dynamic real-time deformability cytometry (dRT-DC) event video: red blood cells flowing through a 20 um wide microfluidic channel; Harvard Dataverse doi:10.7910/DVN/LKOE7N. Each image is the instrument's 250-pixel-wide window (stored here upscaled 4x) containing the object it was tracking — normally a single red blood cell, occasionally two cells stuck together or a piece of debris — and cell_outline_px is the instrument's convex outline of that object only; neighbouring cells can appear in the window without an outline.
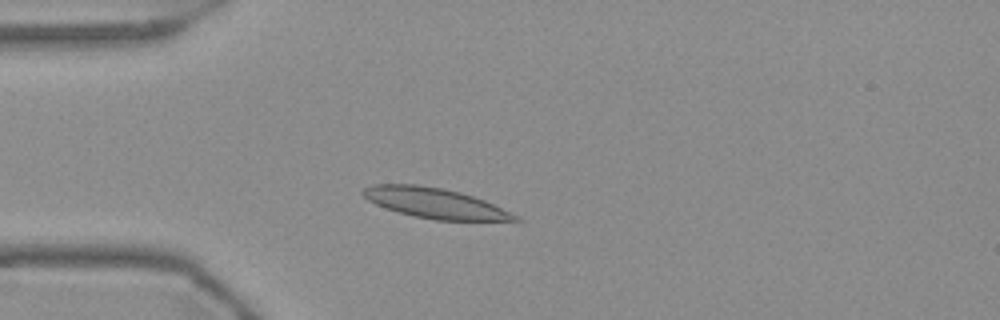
{"species": "Egyptian fruit bat (a non-hibernating species)", "species_latin": "Rousettus aegyptiacus", "temperature_condition": "warm", "stored_images_in_passage": 49, "camera_frame_rate_fps": 3000, "um_per_image_px": 0.085, "frame": {"image": 1, "passage_image": 9, "time_ms": 2.667, "image_size_px": [1000, 320], "cell_outline_px": [[520, 220], [436, 220], [412, 216], [396, 212], [376, 204], [368, 200], [360, 192], [364, 188], [372, 184], [416, 184], [444, 188], [460, 192], [484, 200], [520, 216]], "centroid_in_image_um": [36.93, 17.26], "position_along_channel_um": 48.1, "area_um2": 26.7}}
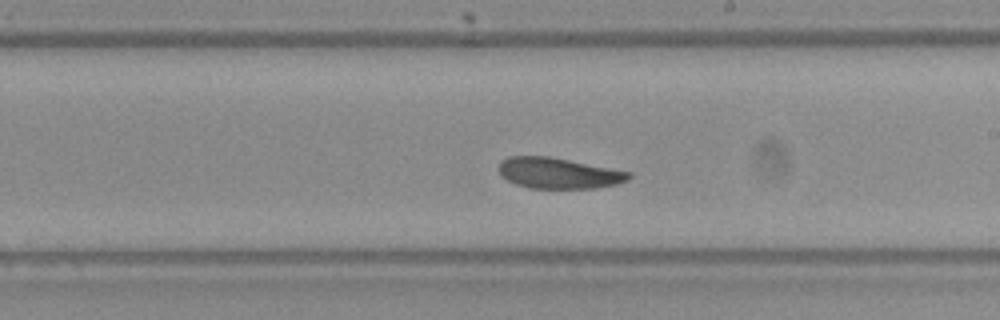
{"frame": {"image": 2, "passage_image": 26, "time_ms": 8.333, "image_size_px": [1000, 320], "cell_outline_px": [[632, 176], [628, 180], [616, 184], [596, 188], [528, 188], [516, 184], [500, 176], [496, 168], [500, 160], [508, 156], [548, 156], [632, 172]], "centroid_in_image_um": [47.42, 14.71], "position_along_channel_um": 241.6, "area_um2": 23.58}}
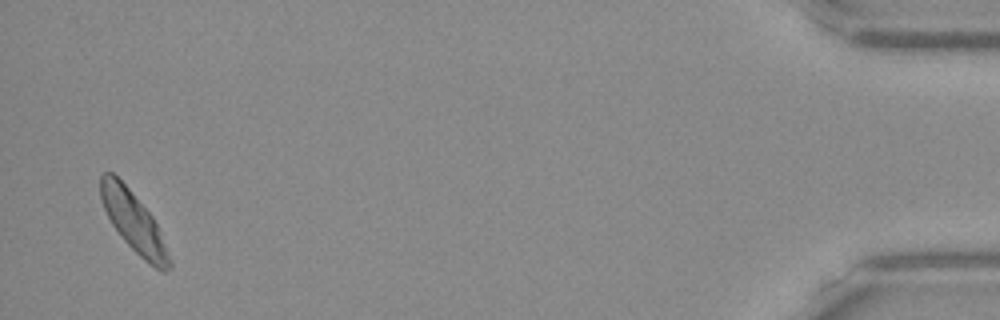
{"frame": {"image": 3, "passage_image": 48, "time_ms": 15.667, "image_size_px": [1000, 320], "cell_outline_px": [[172, 268], [164, 272], [160, 272], [144, 260], [124, 240], [112, 224], [100, 200], [100, 176], [104, 172], [112, 172], [128, 188], [152, 216], [156, 224], [172, 264]], "centroid_in_image_um": [11.34, 18.87], "position_along_channel_um": 423.9, "area_um2": 23.47}, "authors_computed_cell_mechanics": {"area_um2": 24.4494, "velocity_mm_per_s": 3.6662, "shape_relaxation_time_tau1_ms": 5.1124, "shape_relaxation_time_tau2_ms": 1.8884, "deformation_change_tau1": 0.1352, "deformation_change_tau2": 0.0578}}